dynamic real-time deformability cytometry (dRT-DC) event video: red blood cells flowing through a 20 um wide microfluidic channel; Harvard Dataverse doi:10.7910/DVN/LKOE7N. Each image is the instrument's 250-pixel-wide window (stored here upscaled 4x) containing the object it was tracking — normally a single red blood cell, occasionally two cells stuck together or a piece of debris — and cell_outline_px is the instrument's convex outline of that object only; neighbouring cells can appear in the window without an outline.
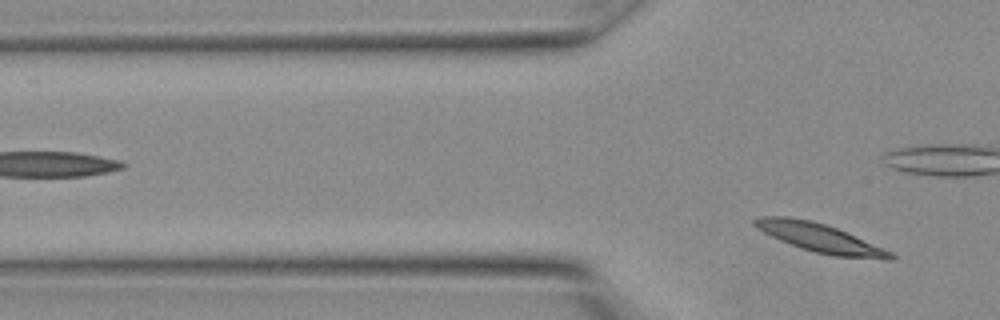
{"species": "Egyptian fruit bat (a non-hibernating species)", "species_latin": "Rousettus aegyptiacus", "temperature_condition": "warm", "stored_images_in_passage": 9, "camera_frame_rate_fps": 3000, "um_per_image_px": 0.085, "animal": {"sex": "female"}, "frame": {"image": 1, "passage_image": 9, "time_ms": 2.667, "image_size_px": [1000, 320], "cell_outline_px": [[896, 260], [884, 260], [832, 256], [816, 252], [780, 240], [756, 228], [752, 224], [752, 220], [760, 216], [784, 216], [812, 220], [836, 228], [856, 236], [892, 252], [896, 256]], "centroid_in_image_um": [69.73, 20.23], "position_along_channel_um": 56.1, "area_um2": 22.6}}